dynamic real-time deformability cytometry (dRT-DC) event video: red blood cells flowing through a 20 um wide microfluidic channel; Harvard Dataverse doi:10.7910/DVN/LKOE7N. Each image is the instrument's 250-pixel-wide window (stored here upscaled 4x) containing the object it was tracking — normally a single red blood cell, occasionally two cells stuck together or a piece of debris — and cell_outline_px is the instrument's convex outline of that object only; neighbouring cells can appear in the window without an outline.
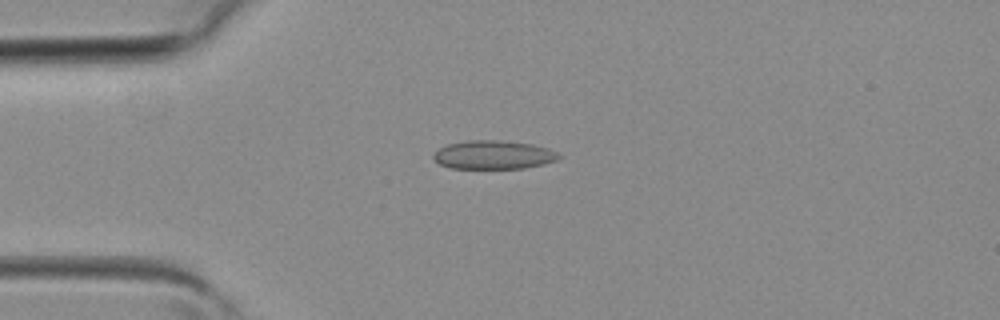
{"species": "common noctule bat (a hibernating species)", "species_latin": "Nyctalus noctula", "temperature_condition": "room temperature", "stored_images_in_passage": 3, "camera_frame_rate_fps": 3000, "um_per_image_px": 0.085, "animal": {"sex": "female", "body_mass_g": 19.3, "forearm_length_mm": 54.1}, "frame": {"image": 1, "passage_image": 3, "time_ms": 0.667, "image_size_px": [1000, 320], "cell_outline_px": [[564, 156], [556, 160], [544, 164], [524, 168], [448, 168], [432, 160], [432, 156], [440, 148], [448, 144], [468, 140], [496, 140], [532, 144], [548, 148]], "centroid_in_image_um": [41.94, 13.16], "position_along_channel_um": 43.1, "area_um2": 20.92}}